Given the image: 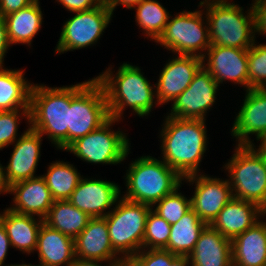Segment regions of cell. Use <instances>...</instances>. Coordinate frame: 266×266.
I'll list each match as a JSON object with an SVG mask.
<instances>
[{"label":"cell","mask_w":266,"mask_h":266,"mask_svg":"<svg viewBox=\"0 0 266 266\" xmlns=\"http://www.w3.org/2000/svg\"><path fill=\"white\" fill-rule=\"evenodd\" d=\"M203 119L167 116L162 128L163 161L182 178L197 174L206 151L207 134ZM199 166V167H198Z\"/></svg>","instance_id":"obj_1"},{"label":"cell","mask_w":266,"mask_h":266,"mask_svg":"<svg viewBox=\"0 0 266 266\" xmlns=\"http://www.w3.org/2000/svg\"><path fill=\"white\" fill-rule=\"evenodd\" d=\"M108 70L95 79L104 89L111 118L120 120L123 110L129 106L139 117L147 116L153 107L156 91L141 73L138 66L123 63L115 77ZM155 96V97H154Z\"/></svg>","instance_id":"obj_2"},{"label":"cell","mask_w":266,"mask_h":266,"mask_svg":"<svg viewBox=\"0 0 266 266\" xmlns=\"http://www.w3.org/2000/svg\"><path fill=\"white\" fill-rule=\"evenodd\" d=\"M71 87L32 85L29 127L48 138L58 149L68 147Z\"/></svg>","instance_id":"obj_3"},{"label":"cell","mask_w":266,"mask_h":266,"mask_svg":"<svg viewBox=\"0 0 266 266\" xmlns=\"http://www.w3.org/2000/svg\"><path fill=\"white\" fill-rule=\"evenodd\" d=\"M126 173L127 192L124 199L153 205L181 187L183 178L164 161L142 156L130 164Z\"/></svg>","instance_id":"obj_4"},{"label":"cell","mask_w":266,"mask_h":266,"mask_svg":"<svg viewBox=\"0 0 266 266\" xmlns=\"http://www.w3.org/2000/svg\"><path fill=\"white\" fill-rule=\"evenodd\" d=\"M206 24L211 45L249 49L255 43L252 7L247 16L243 8L228 1L206 5Z\"/></svg>","instance_id":"obj_5"},{"label":"cell","mask_w":266,"mask_h":266,"mask_svg":"<svg viewBox=\"0 0 266 266\" xmlns=\"http://www.w3.org/2000/svg\"><path fill=\"white\" fill-rule=\"evenodd\" d=\"M151 206L120 198L115 208L104 218L113 249L124 260H130L143 249L147 216Z\"/></svg>","instance_id":"obj_6"},{"label":"cell","mask_w":266,"mask_h":266,"mask_svg":"<svg viewBox=\"0 0 266 266\" xmlns=\"http://www.w3.org/2000/svg\"><path fill=\"white\" fill-rule=\"evenodd\" d=\"M109 118L104 89L95 78L71 85L68 146L100 127Z\"/></svg>","instance_id":"obj_7"},{"label":"cell","mask_w":266,"mask_h":266,"mask_svg":"<svg viewBox=\"0 0 266 266\" xmlns=\"http://www.w3.org/2000/svg\"><path fill=\"white\" fill-rule=\"evenodd\" d=\"M225 168L233 198L255 203L266 212V168L259 155L250 146L237 145Z\"/></svg>","instance_id":"obj_8"},{"label":"cell","mask_w":266,"mask_h":266,"mask_svg":"<svg viewBox=\"0 0 266 266\" xmlns=\"http://www.w3.org/2000/svg\"><path fill=\"white\" fill-rule=\"evenodd\" d=\"M202 15L201 10L183 11L176 15L167 22L156 43H160L169 51L172 50L179 55L202 58L205 63L206 53H204L205 55L201 53L203 50L206 52L211 43L208 25H203L205 23Z\"/></svg>","instance_id":"obj_9"},{"label":"cell","mask_w":266,"mask_h":266,"mask_svg":"<svg viewBox=\"0 0 266 266\" xmlns=\"http://www.w3.org/2000/svg\"><path fill=\"white\" fill-rule=\"evenodd\" d=\"M118 122L109 118L89 134L76 139L65 150L89 163L118 164L129 154V140L122 131H112L110 126Z\"/></svg>","instance_id":"obj_10"},{"label":"cell","mask_w":266,"mask_h":266,"mask_svg":"<svg viewBox=\"0 0 266 266\" xmlns=\"http://www.w3.org/2000/svg\"><path fill=\"white\" fill-rule=\"evenodd\" d=\"M75 13L76 15L63 25L55 49L57 54L96 44L113 15L109 8L104 6Z\"/></svg>","instance_id":"obj_11"},{"label":"cell","mask_w":266,"mask_h":266,"mask_svg":"<svg viewBox=\"0 0 266 266\" xmlns=\"http://www.w3.org/2000/svg\"><path fill=\"white\" fill-rule=\"evenodd\" d=\"M217 81L202 66L188 88L172 104L170 117L205 120L207 110L215 103Z\"/></svg>","instance_id":"obj_12"},{"label":"cell","mask_w":266,"mask_h":266,"mask_svg":"<svg viewBox=\"0 0 266 266\" xmlns=\"http://www.w3.org/2000/svg\"><path fill=\"white\" fill-rule=\"evenodd\" d=\"M187 182H195V193L191 199V209L210 225L222 208L233 198L229 180H220L206 175L193 174L184 177Z\"/></svg>","instance_id":"obj_13"},{"label":"cell","mask_w":266,"mask_h":266,"mask_svg":"<svg viewBox=\"0 0 266 266\" xmlns=\"http://www.w3.org/2000/svg\"><path fill=\"white\" fill-rule=\"evenodd\" d=\"M120 192L113 182L81 178L68 201L90 218H103L110 212L104 211L117 204Z\"/></svg>","instance_id":"obj_14"},{"label":"cell","mask_w":266,"mask_h":266,"mask_svg":"<svg viewBox=\"0 0 266 266\" xmlns=\"http://www.w3.org/2000/svg\"><path fill=\"white\" fill-rule=\"evenodd\" d=\"M203 65L196 56L178 55L169 61L160 73L156 88L157 105L174 101L190 85Z\"/></svg>","instance_id":"obj_15"},{"label":"cell","mask_w":266,"mask_h":266,"mask_svg":"<svg viewBox=\"0 0 266 266\" xmlns=\"http://www.w3.org/2000/svg\"><path fill=\"white\" fill-rule=\"evenodd\" d=\"M246 92L231 132L238 139V146H250V134H255L259 141L266 139V91L249 89Z\"/></svg>","instance_id":"obj_16"},{"label":"cell","mask_w":266,"mask_h":266,"mask_svg":"<svg viewBox=\"0 0 266 266\" xmlns=\"http://www.w3.org/2000/svg\"><path fill=\"white\" fill-rule=\"evenodd\" d=\"M207 64L203 67L217 81L231 80L248 90V49L211 45L207 52Z\"/></svg>","instance_id":"obj_17"},{"label":"cell","mask_w":266,"mask_h":266,"mask_svg":"<svg viewBox=\"0 0 266 266\" xmlns=\"http://www.w3.org/2000/svg\"><path fill=\"white\" fill-rule=\"evenodd\" d=\"M75 256L84 260L110 262V266H120L124 259L112 247L106 219L91 218L85 229L74 239Z\"/></svg>","instance_id":"obj_18"},{"label":"cell","mask_w":266,"mask_h":266,"mask_svg":"<svg viewBox=\"0 0 266 266\" xmlns=\"http://www.w3.org/2000/svg\"><path fill=\"white\" fill-rule=\"evenodd\" d=\"M42 135L30 127L15 141V147L6 168L5 177L9 186L35 178V170L40 158Z\"/></svg>","instance_id":"obj_19"},{"label":"cell","mask_w":266,"mask_h":266,"mask_svg":"<svg viewBox=\"0 0 266 266\" xmlns=\"http://www.w3.org/2000/svg\"><path fill=\"white\" fill-rule=\"evenodd\" d=\"M15 203L9 210L22 215H37L44 219L54 203L51 192L42 176L27 179L10 186Z\"/></svg>","instance_id":"obj_20"},{"label":"cell","mask_w":266,"mask_h":266,"mask_svg":"<svg viewBox=\"0 0 266 266\" xmlns=\"http://www.w3.org/2000/svg\"><path fill=\"white\" fill-rule=\"evenodd\" d=\"M262 215L265 216V211L255 203L232 198L210 226L232 240L257 223Z\"/></svg>","instance_id":"obj_21"},{"label":"cell","mask_w":266,"mask_h":266,"mask_svg":"<svg viewBox=\"0 0 266 266\" xmlns=\"http://www.w3.org/2000/svg\"><path fill=\"white\" fill-rule=\"evenodd\" d=\"M188 257L191 266H232L231 240L207 225Z\"/></svg>","instance_id":"obj_22"},{"label":"cell","mask_w":266,"mask_h":266,"mask_svg":"<svg viewBox=\"0 0 266 266\" xmlns=\"http://www.w3.org/2000/svg\"><path fill=\"white\" fill-rule=\"evenodd\" d=\"M232 266L266 265V222L258 221L231 240Z\"/></svg>","instance_id":"obj_23"},{"label":"cell","mask_w":266,"mask_h":266,"mask_svg":"<svg viewBox=\"0 0 266 266\" xmlns=\"http://www.w3.org/2000/svg\"><path fill=\"white\" fill-rule=\"evenodd\" d=\"M39 263L41 266H70L74 261V239L42 223L37 240Z\"/></svg>","instance_id":"obj_24"},{"label":"cell","mask_w":266,"mask_h":266,"mask_svg":"<svg viewBox=\"0 0 266 266\" xmlns=\"http://www.w3.org/2000/svg\"><path fill=\"white\" fill-rule=\"evenodd\" d=\"M0 222L6 229L12 247L31 253L36 251L38 233L43 219L36 221L32 215H22L9 209L0 214Z\"/></svg>","instance_id":"obj_25"},{"label":"cell","mask_w":266,"mask_h":266,"mask_svg":"<svg viewBox=\"0 0 266 266\" xmlns=\"http://www.w3.org/2000/svg\"><path fill=\"white\" fill-rule=\"evenodd\" d=\"M10 44H31L32 39L42 25V11L39 0H34L27 7L4 16Z\"/></svg>","instance_id":"obj_26"},{"label":"cell","mask_w":266,"mask_h":266,"mask_svg":"<svg viewBox=\"0 0 266 266\" xmlns=\"http://www.w3.org/2000/svg\"><path fill=\"white\" fill-rule=\"evenodd\" d=\"M32 85L25 81L23 70L0 68V111L30 109Z\"/></svg>","instance_id":"obj_27"},{"label":"cell","mask_w":266,"mask_h":266,"mask_svg":"<svg viewBox=\"0 0 266 266\" xmlns=\"http://www.w3.org/2000/svg\"><path fill=\"white\" fill-rule=\"evenodd\" d=\"M206 226L207 224L190 209L178 222L171 224L168 245L164 249L177 256H189Z\"/></svg>","instance_id":"obj_28"},{"label":"cell","mask_w":266,"mask_h":266,"mask_svg":"<svg viewBox=\"0 0 266 266\" xmlns=\"http://www.w3.org/2000/svg\"><path fill=\"white\" fill-rule=\"evenodd\" d=\"M91 218L68 200H54L44 223L64 235L75 239L87 226Z\"/></svg>","instance_id":"obj_29"},{"label":"cell","mask_w":266,"mask_h":266,"mask_svg":"<svg viewBox=\"0 0 266 266\" xmlns=\"http://www.w3.org/2000/svg\"><path fill=\"white\" fill-rule=\"evenodd\" d=\"M80 175L72 164L57 161L51 163L42 177L54 200H68L82 178Z\"/></svg>","instance_id":"obj_30"},{"label":"cell","mask_w":266,"mask_h":266,"mask_svg":"<svg viewBox=\"0 0 266 266\" xmlns=\"http://www.w3.org/2000/svg\"><path fill=\"white\" fill-rule=\"evenodd\" d=\"M137 7V8H136ZM136 9V21L146 36L155 42L162 35L170 16L169 12L156 0H143Z\"/></svg>","instance_id":"obj_31"},{"label":"cell","mask_w":266,"mask_h":266,"mask_svg":"<svg viewBox=\"0 0 266 266\" xmlns=\"http://www.w3.org/2000/svg\"><path fill=\"white\" fill-rule=\"evenodd\" d=\"M171 225L161 216L153 211H149L146 220L143 250L147 249H164L168 245Z\"/></svg>","instance_id":"obj_32"},{"label":"cell","mask_w":266,"mask_h":266,"mask_svg":"<svg viewBox=\"0 0 266 266\" xmlns=\"http://www.w3.org/2000/svg\"><path fill=\"white\" fill-rule=\"evenodd\" d=\"M134 266H189L188 256H177L166 249H141L130 260Z\"/></svg>","instance_id":"obj_33"},{"label":"cell","mask_w":266,"mask_h":266,"mask_svg":"<svg viewBox=\"0 0 266 266\" xmlns=\"http://www.w3.org/2000/svg\"><path fill=\"white\" fill-rule=\"evenodd\" d=\"M178 188L155 203L157 206L153 210L170 225L178 222L191 209V199L178 193Z\"/></svg>","instance_id":"obj_34"},{"label":"cell","mask_w":266,"mask_h":266,"mask_svg":"<svg viewBox=\"0 0 266 266\" xmlns=\"http://www.w3.org/2000/svg\"><path fill=\"white\" fill-rule=\"evenodd\" d=\"M266 87V44L248 49V90Z\"/></svg>","instance_id":"obj_35"},{"label":"cell","mask_w":266,"mask_h":266,"mask_svg":"<svg viewBox=\"0 0 266 266\" xmlns=\"http://www.w3.org/2000/svg\"><path fill=\"white\" fill-rule=\"evenodd\" d=\"M19 115L26 116L25 118L30 122V109L0 111V150L16 141L18 125L20 122L18 121Z\"/></svg>","instance_id":"obj_36"},{"label":"cell","mask_w":266,"mask_h":266,"mask_svg":"<svg viewBox=\"0 0 266 266\" xmlns=\"http://www.w3.org/2000/svg\"><path fill=\"white\" fill-rule=\"evenodd\" d=\"M255 33L266 34V0H255L252 4Z\"/></svg>","instance_id":"obj_37"},{"label":"cell","mask_w":266,"mask_h":266,"mask_svg":"<svg viewBox=\"0 0 266 266\" xmlns=\"http://www.w3.org/2000/svg\"><path fill=\"white\" fill-rule=\"evenodd\" d=\"M70 12L87 11L99 6L95 0H58Z\"/></svg>","instance_id":"obj_38"},{"label":"cell","mask_w":266,"mask_h":266,"mask_svg":"<svg viewBox=\"0 0 266 266\" xmlns=\"http://www.w3.org/2000/svg\"><path fill=\"white\" fill-rule=\"evenodd\" d=\"M34 0H0V16L4 17L30 5Z\"/></svg>","instance_id":"obj_39"},{"label":"cell","mask_w":266,"mask_h":266,"mask_svg":"<svg viewBox=\"0 0 266 266\" xmlns=\"http://www.w3.org/2000/svg\"><path fill=\"white\" fill-rule=\"evenodd\" d=\"M10 45L5 19L0 16V68L3 66L4 56Z\"/></svg>","instance_id":"obj_40"},{"label":"cell","mask_w":266,"mask_h":266,"mask_svg":"<svg viewBox=\"0 0 266 266\" xmlns=\"http://www.w3.org/2000/svg\"><path fill=\"white\" fill-rule=\"evenodd\" d=\"M11 246L10 240L3 224L0 222V266L4 264L8 248Z\"/></svg>","instance_id":"obj_41"},{"label":"cell","mask_w":266,"mask_h":266,"mask_svg":"<svg viewBox=\"0 0 266 266\" xmlns=\"http://www.w3.org/2000/svg\"><path fill=\"white\" fill-rule=\"evenodd\" d=\"M143 0H113L109 10L113 13L116 6L123 5L128 9L135 8L138 4H140Z\"/></svg>","instance_id":"obj_42"},{"label":"cell","mask_w":266,"mask_h":266,"mask_svg":"<svg viewBox=\"0 0 266 266\" xmlns=\"http://www.w3.org/2000/svg\"><path fill=\"white\" fill-rule=\"evenodd\" d=\"M10 186L7 183L6 177H5V171L4 167L0 164V194L3 192L4 193H9Z\"/></svg>","instance_id":"obj_43"},{"label":"cell","mask_w":266,"mask_h":266,"mask_svg":"<svg viewBox=\"0 0 266 266\" xmlns=\"http://www.w3.org/2000/svg\"><path fill=\"white\" fill-rule=\"evenodd\" d=\"M250 147L259 155L262 159L264 166L266 168V139L261 140V144L258 146L259 149L254 148V144L252 143Z\"/></svg>","instance_id":"obj_44"},{"label":"cell","mask_w":266,"mask_h":266,"mask_svg":"<svg viewBox=\"0 0 266 266\" xmlns=\"http://www.w3.org/2000/svg\"><path fill=\"white\" fill-rule=\"evenodd\" d=\"M100 261L97 260H84L77 257L74 258V261L70 266H102L99 264ZM110 266V265H108Z\"/></svg>","instance_id":"obj_45"},{"label":"cell","mask_w":266,"mask_h":266,"mask_svg":"<svg viewBox=\"0 0 266 266\" xmlns=\"http://www.w3.org/2000/svg\"><path fill=\"white\" fill-rule=\"evenodd\" d=\"M113 0H95L99 6L110 7Z\"/></svg>","instance_id":"obj_46"},{"label":"cell","mask_w":266,"mask_h":266,"mask_svg":"<svg viewBox=\"0 0 266 266\" xmlns=\"http://www.w3.org/2000/svg\"><path fill=\"white\" fill-rule=\"evenodd\" d=\"M224 1H227V0H204V1H200V6H204V5H207V4H211V3H219V2H224Z\"/></svg>","instance_id":"obj_47"},{"label":"cell","mask_w":266,"mask_h":266,"mask_svg":"<svg viewBox=\"0 0 266 266\" xmlns=\"http://www.w3.org/2000/svg\"><path fill=\"white\" fill-rule=\"evenodd\" d=\"M120 266H134L129 260H124Z\"/></svg>","instance_id":"obj_48"},{"label":"cell","mask_w":266,"mask_h":266,"mask_svg":"<svg viewBox=\"0 0 266 266\" xmlns=\"http://www.w3.org/2000/svg\"><path fill=\"white\" fill-rule=\"evenodd\" d=\"M7 266V265H6ZM8 266H41V265H32V264H14V265H8Z\"/></svg>","instance_id":"obj_49"}]
</instances>
